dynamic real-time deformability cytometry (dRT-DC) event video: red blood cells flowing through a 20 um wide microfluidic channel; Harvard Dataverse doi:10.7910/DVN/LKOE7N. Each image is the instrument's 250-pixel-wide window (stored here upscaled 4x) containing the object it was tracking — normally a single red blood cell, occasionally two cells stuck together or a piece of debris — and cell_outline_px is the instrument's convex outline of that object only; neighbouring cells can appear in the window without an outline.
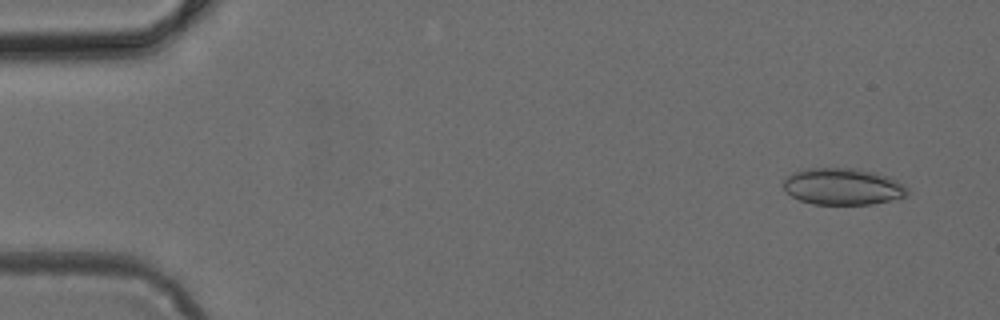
{"species": "common noctule bat (a hibernating species)", "species_latin": "Nyctalus noctula", "temperature_condition": "cold", "stored_images_in_passage": 17, "camera_frame_rate_fps": 3000, "um_per_image_px": 0.085, "animal": {"sex": "female", "body_mass_g": 24.6, "forearm_length_mm": 56.2}, "frame": {"image": 1, "passage_image": 3, "time_ms": 0.667, "image_size_px": [1000, 320], "cell_outline_px": [[908, 196], [872, 204], [812, 204], [800, 200], [792, 196], [784, 188], [784, 180], [792, 172], [808, 168], [856, 168], [876, 172], [888, 176], [904, 184], [908, 188]], "centroid_in_image_um": [71.67, 15.85], "position_along_channel_um": 13.3, "area_um2": 26.59}}
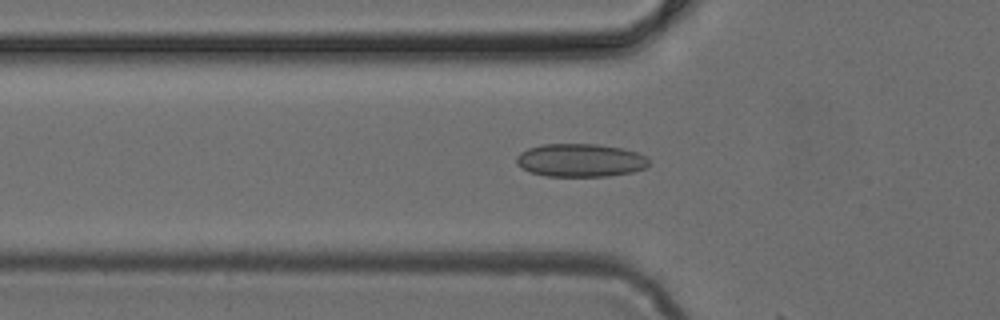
{"frame": {"image": 2, "passage_image": 16, "time_ms": 5.0, "image_size_px": [1000, 320], "cell_outline_px": [[648, 164], [644, 168], [632, 172], [608, 176], [544, 176], [520, 168], [516, 164], [516, 156], [520, 152], [528, 148], [540, 144], [596, 144], [620, 148], [636, 152], [644, 156], [648, 160]], "centroid_in_image_um": [49.26, 13.62], "position_along_channel_um": 76.5, "area_um2": 25.55}}